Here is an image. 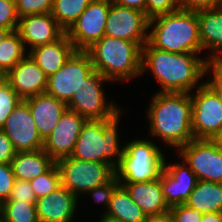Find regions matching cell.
Segmentation results:
<instances>
[{"mask_svg":"<svg viewBox=\"0 0 222 222\" xmlns=\"http://www.w3.org/2000/svg\"><path fill=\"white\" fill-rule=\"evenodd\" d=\"M209 58L196 53H171L153 47L149 42L142 46L141 73L150 69L162 89L159 92L189 93L209 69Z\"/></svg>","mask_w":222,"mask_h":222,"instance_id":"1","label":"cell"},{"mask_svg":"<svg viewBox=\"0 0 222 222\" xmlns=\"http://www.w3.org/2000/svg\"><path fill=\"white\" fill-rule=\"evenodd\" d=\"M150 133L178 149L194 139L190 93L158 92L147 112Z\"/></svg>","mask_w":222,"mask_h":222,"instance_id":"2","label":"cell"},{"mask_svg":"<svg viewBox=\"0 0 222 222\" xmlns=\"http://www.w3.org/2000/svg\"><path fill=\"white\" fill-rule=\"evenodd\" d=\"M157 22V24H156ZM155 25V26H154ZM148 42L171 53L202 51L197 12L177 10L149 19Z\"/></svg>","mask_w":222,"mask_h":222,"instance_id":"3","label":"cell"},{"mask_svg":"<svg viewBox=\"0 0 222 222\" xmlns=\"http://www.w3.org/2000/svg\"><path fill=\"white\" fill-rule=\"evenodd\" d=\"M86 52L94 69L110 81H125L142 74V47L136 42L104 35Z\"/></svg>","mask_w":222,"mask_h":222,"instance_id":"4","label":"cell"},{"mask_svg":"<svg viewBox=\"0 0 222 222\" xmlns=\"http://www.w3.org/2000/svg\"><path fill=\"white\" fill-rule=\"evenodd\" d=\"M120 116L121 113L114 119L87 120L70 156L85 161L107 163L115 169L124 150V147L119 148L118 140L117 127ZM114 156L117 161L111 160Z\"/></svg>","mask_w":222,"mask_h":222,"instance_id":"5","label":"cell"},{"mask_svg":"<svg viewBox=\"0 0 222 222\" xmlns=\"http://www.w3.org/2000/svg\"><path fill=\"white\" fill-rule=\"evenodd\" d=\"M115 176L121 183L149 182L160 178L165 157L148 139H135L125 146ZM124 181V182H123Z\"/></svg>","mask_w":222,"mask_h":222,"instance_id":"6","label":"cell"},{"mask_svg":"<svg viewBox=\"0 0 222 222\" xmlns=\"http://www.w3.org/2000/svg\"><path fill=\"white\" fill-rule=\"evenodd\" d=\"M60 181L77 198L110 181L115 176V169L107 163L85 161L71 156L56 161Z\"/></svg>","mask_w":222,"mask_h":222,"instance_id":"7","label":"cell"},{"mask_svg":"<svg viewBox=\"0 0 222 222\" xmlns=\"http://www.w3.org/2000/svg\"><path fill=\"white\" fill-rule=\"evenodd\" d=\"M110 81L95 69L85 78L79 93H75L67 104L69 110L77 112L86 120L114 119L120 109L115 104L106 103L102 82Z\"/></svg>","mask_w":222,"mask_h":222,"instance_id":"8","label":"cell"},{"mask_svg":"<svg viewBox=\"0 0 222 222\" xmlns=\"http://www.w3.org/2000/svg\"><path fill=\"white\" fill-rule=\"evenodd\" d=\"M93 70L89 54L76 51L55 74L48 77L45 93L67 105L73 95L79 93L85 78Z\"/></svg>","mask_w":222,"mask_h":222,"instance_id":"9","label":"cell"},{"mask_svg":"<svg viewBox=\"0 0 222 222\" xmlns=\"http://www.w3.org/2000/svg\"><path fill=\"white\" fill-rule=\"evenodd\" d=\"M192 123L194 139H211L222 129V104L205 82L198 85L196 94L191 95Z\"/></svg>","mask_w":222,"mask_h":222,"instance_id":"10","label":"cell"},{"mask_svg":"<svg viewBox=\"0 0 222 222\" xmlns=\"http://www.w3.org/2000/svg\"><path fill=\"white\" fill-rule=\"evenodd\" d=\"M111 0H93L65 32L77 51H86L105 34Z\"/></svg>","mask_w":222,"mask_h":222,"instance_id":"11","label":"cell"},{"mask_svg":"<svg viewBox=\"0 0 222 222\" xmlns=\"http://www.w3.org/2000/svg\"><path fill=\"white\" fill-rule=\"evenodd\" d=\"M178 150L198 180L222 183V151L209 139H193Z\"/></svg>","mask_w":222,"mask_h":222,"instance_id":"12","label":"cell"},{"mask_svg":"<svg viewBox=\"0 0 222 222\" xmlns=\"http://www.w3.org/2000/svg\"><path fill=\"white\" fill-rule=\"evenodd\" d=\"M148 29L149 18L145 13L111 3L104 35L136 42L142 47L148 42Z\"/></svg>","mask_w":222,"mask_h":222,"instance_id":"13","label":"cell"},{"mask_svg":"<svg viewBox=\"0 0 222 222\" xmlns=\"http://www.w3.org/2000/svg\"><path fill=\"white\" fill-rule=\"evenodd\" d=\"M2 130L11 140L16 152L37 151L43 148V139L24 100L13 109Z\"/></svg>","mask_w":222,"mask_h":222,"instance_id":"14","label":"cell"},{"mask_svg":"<svg viewBox=\"0 0 222 222\" xmlns=\"http://www.w3.org/2000/svg\"><path fill=\"white\" fill-rule=\"evenodd\" d=\"M86 119L67 109L51 134L43 140V150L56 162L70 156Z\"/></svg>","mask_w":222,"mask_h":222,"instance_id":"15","label":"cell"},{"mask_svg":"<svg viewBox=\"0 0 222 222\" xmlns=\"http://www.w3.org/2000/svg\"><path fill=\"white\" fill-rule=\"evenodd\" d=\"M185 164V161L183 165L164 162L160 182L165 202L169 207L185 204L199 181L191 168Z\"/></svg>","mask_w":222,"mask_h":222,"instance_id":"16","label":"cell"},{"mask_svg":"<svg viewBox=\"0 0 222 222\" xmlns=\"http://www.w3.org/2000/svg\"><path fill=\"white\" fill-rule=\"evenodd\" d=\"M5 80L22 100L44 94L48 77L28 55L20 60L6 75Z\"/></svg>","mask_w":222,"mask_h":222,"instance_id":"17","label":"cell"},{"mask_svg":"<svg viewBox=\"0 0 222 222\" xmlns=\"http://www.w3.org/2000/svg\"><path fill=\"white\" fill-rule=\"evenodd\" d=\"M16 31L24 46L29 44L31 49L53 43L65 34L51 13L26 15L19 18Z\"/></svg>","mask_w":222,"mask_h":222,"instance_id":"18","label":"cell"},{"mask_svg":"<svg viewBox=\"0 0 222 222\" xmlns=\"http://www.w3.org/2000/svg\"><path fill=\"white\" fill-rule=\"evenodd\" d=\"M78 199L60 185L50 194L37 199L35 206L39 222H71Z\"/></svg>","mask_w":222,"mask_h":222,"instance_id":"19","label":"cell"},{"mask_svg":"<svg viewBox=\"0 0 222 222\" xmlns=\"http://www.w3.org/2000/svg\"><path fill=\"white\" fill-rule=\"evenodd\" d=\"M24 101L32 112L39 135L43 140L51 134L68 109L65 103L46 93L35 95Z\"/></svg>","mask_w":222,"mask_h":222,"instance_id":"20","label":"cell"},{"mask_svg":"<svg viewBox=\"0 0 222 222\" xmlns=\"http://www.w3.org/2000/svg\"><path fill=\"white\" fill-rule=\"evenodd\" d=\"M196 12L202 50L209 48V61L216 64L222 60V6Z\"/></svg>","mask_w":222,"mask_h":222,"instance_id":"21","label":"cell"},{"mask_svg":"<svg viewBox=\"0 0 222 222\" xmlns=\"http://www.w3.org/2000/svg\"><path fill=\"white\" fill-rule=\"evenodd\" d=\"M73 43L64 34L57 41L30 49L29 56L47 77L55 74L76 52Z\"/></svg>","mask_w":222,"mask_h":222,"instance_id":"22","label":"cell"},{"mask_svg":"<svg viewBox=\"0 0 222 222\" xmlns=\"http://www.w3.org/2000/svg\"><path fill=\"white\" fill-rule=\"evenodd\" d=\"M120 184L148 218L169 212L170 207L165 202L160 178L149 182Z\"/></svg>","mask_w":222,"mask_h":222,"instance_id":"23","label":"cell"},{"mask_svg":"<svg viewBox=\"0 0 222 222\" xmlns=\"http://www.w3.org/2000/svg\"><path fill=\"white\" fill-rule=\"evenodd\" d=\"M56 162L43 150L16 152L11 161L15 179L31 181L47 172Z\"/></svg>","mask_w":222,"mask_h":222,"instance_id":"24","label":"cell"},{"mask_svg":"<svg viewBox=\"0 0 222 222\" xmlns=\"http://www.w3.org/2000/svg\"><path fill=\"white\" fill-rule=\"evenodd\" d=\"M185 204L202 214L222 212V183L199 180Z\"/></svg>","mask_w":222,"mask_h":222,"instance_id":"25","label":"cell"},{"mask_svg":"<svg viewBox=\"0 0 222 222\" xmlns=\"http://www.w3.org/2000/svg\"><path fill=\"white\" fill-rule=\"evenodd\" d=\"M120 222H147L148 217L134 202L123 185H119L112 195L108 211L103 214Z\"/></svg>","mask_w":222,"mask_h":222,"instance_id":"26","label":"cell"},{"mask_svg":"<svg viewBox=\"0 0 222 222\" xmlns=\"http://www.w3.org/2000/svg\"><path fill=\"white\" fill-rule=\"evenodd\" d=\"M25 46L17 31L10 32L0 43V75L5 76L25 57Z\"/></svg>","mask_w":222,"mask_h":222,"instance_id":"27","label":"cell"},{"mask_svg":"<svg viewBox=\"0 0 222 222\" xmlns=\"http://www.w3.org/2000/svg\"><path fill=\"white\" fill-rule=\"evenodd\" d=\"M93 0H53L51 15L66 32Z\"/></svg>","mask_w":222,"mask_h":222,"instance_id":"28","label":"cell"},{"mask_svg":"<svg viewBox=\"0 0 222 222\" xmlns=\"http://www.w3.org/2000/svg\"><path fill=\"white\" fill-rule=\"evenodd\" d=\"M0 209L6 222H39L35 203L5 201Z\"/></svg>","mask_w":222,"mask_h":222,"instance_id":"29","label":"cell"},{"mask_svg":"<svg viewBox=\"0 0 222 222\" xmlns=\"http://www.w3.org/2000/svg\"><path fill=\"white\" fill-rule=\"evenodd\" d=\"M60 185V173L56 163L47 172L30 181L37 199L50 194Z\"/></svg>","mask_w":222,"mask_h":222,"instance_id":"30","label":"cell"},{"mask_svg":"<svg viewBox=\"0 0 222 222\" xmlns=\"http://www.w3.org/2000/svg\"><path fill=\"white\" fill-rule=\"evenodd\" d=\"M22 101L6 80L0 84V129L4 128L13 109Z\"/></svg>","mask_w":222,"mask_h":222,"instance_id":"31","label":"cell"},{"mask_svg":"<svg viewBox=\"0 0 222 222\" xmlns=\"http://www.w3.org/2000/svg\"><path fill=\"white\" fill-rule=\"evenodd\" d=\"M18 17L51 13L53 0H15Z\"/></svg>","mask_w":222,"mask_h":222,"instance_id":"32","label":"cell"},{"mask_svg":"<svg viewBox=\"0 0 222 222\" xmlns=\"http://www.w3.org/2000/svg\"><path fill=\"white\" fill-rule=\"evenodd\" d=\"M18 21L15 0H0V28L16 31Z\"/></svg>","mask_w":222,"mask_h":222,"instance_id":"33","label":"cell"},{"mask_svg":"<svg viewBox=\"0 0 222 222\" xmlns=\"http://www.w3.org/2000/svg\"><path fill=\"white\" fill-rule=\"evenodd\" d=\"M180 9V0H146V16L151 19L155 16L168 14Z\"/></svg>","mask_w":222,"mask_h":222,"instance_id":"34","label":"cell"},{"mask_svg":"<svg viewBox=\"0 0 222 222\" xmlns=\"http://www.w3.org/2000/svg\"><path fill=\"white\" fill-rule=\"evenodd\" d=\"M7 201L36 203L37 198L29 181L15 179L11 195Z\"/></svg>","mask_w":222,"mask_h":222,"instance_id":"35","label":"cell"},{"mask_svg":"<svg viewBox=\"0 0 222 222\" xmlns=\"http://www.w3.org/2000/svg\"><path fill=\"white\" fill-rule=\"evenodd\" d=\"M119 185L120 182L117 180L116 176H114L110 181L106 182L101 186L93 188L86 193L91 194V196L94 197L96 202L104 203L108 210L110 201L112 199V195Z\"/></svg>","mask_w":222,"mask_h":222,"instance_id":"36","label":"cell"},{"mask_svg":"<svg viewBox=\"0 0 222 222\" xmlns=\"http://www.w3.org/2000/svg\"><path fill=\"white\" fill-rule=\"evenodd\" d=\"M14 181L11 164H0V205L10 197Z\"/></svg>","mask_w":222,"mask_h":222,"instance_id":"37","label":"cell"},{"mask_svg":"<svg viewBox=\"0 0 222 222\" xmlns=\"http://www.w3.org/2000/svg\"><path fill=\"white\" fill-rule=\"evenodd\" d=\"M169 212L174 217L175 222H201L202 220V213L186 204L172 206Z\"/></svg>","mask_w":222,"mask_h":222,"instance_id":"38","label":"cell"},{"mask_svg":"<svg viewBox=\"0 0 222 222\" xmlns=\"http://www.w3.org/2000/svg\"><path fill=\"white\" fill-rule=\"evenodd\" d=\"M222 6V0H180V9L199 11Z\"/></svg>","mask_w":222,"mask_h":222,"instance_id":"39","label":"cell"},{"mask_svg":"<svg viewBox=\"0 0 222 222\" xmlns=\"http://www.w3.org/2000/svg\"><path fill=\"white\" fill-rule=\"evenodd\" d=\"M15 154L16 151L14 150L11 140L4 131L0 129V164H11Z\"/></svg>","mask_w":222,"mask_h":222,"instance_id":"40","label":"cell"},{"mask_svg":"<svg viewBox=\"0 0 222 222\" xmlns=\"http://www.w3.org/2000/svg\"><path fill=\"white\" fill-rule=\"evenodd\" d=\"M213 78L206 82L217 94L222 104V69L217 64H211Z\"/></svg>","mask_w":222,"mask_h":222,"instance_id":"41","label":"cell"},{"mask_svg":"<svg viewBox=\"0 0 222 222\" xmlns=\"http://www.w3.org/2000/svg\"><path fill=\"white\" fill-rule=\"evenodd\" d=\"M111 2L122 7L141 11L146 15V0H111Z\"/></svg>","mask_w":222,"mask_h":222,"instance_id":"42","label":"cell"},{"mask_svg":"<svg viewBox=\"0 0 222 222\" xmlns=\"http://www.w3.org/2000/svg\"><path fill=\"white\" fill-rule=\"evenodd\" d=\"M147 222H175V220L172 214L168 212L162 215L149 217Z\"/></svg>","mask_w":222,"mask_h":222,"instance_id":"43","label":"cell"},{"mask_svg":"<svg viewBox=\"0 0 222 222\" xmlns=\"http://www.w3.org/2000/svg\"><path fill=\"white\" fill-rule=\"evenodd\" d=\"M201 222H222V212L202 214Z\"/></svg>","mask_w":222,"mask_h":222,"instance_id":"44","label":"cell"},{"mask_svg":"<svg viewBox=\"0 0 222 222\" xmlns=\"http://www.w3.org/2000/svg\"><path fill=\"white\" fill-rule=\"evenodd\" d=\"M210 141L222 151V129L218 131L211 139Z\"/></svg>","mask_w":222,"mask_h":222,"instance_id":"45","label":"cell"},{"mask_svg":"<svg viewBox=\"0 0 222 222\" xmlns=\"http://www.w3.org/2000/svg\"><path fill=\"white\" fill-rule=\"evenodd\" d=\"M10 32H12L10 29L0 28V43Z\"/></svg>","mask_w":222,"mask_h":222,"instance_id":"46","label":"cell"},{"mask_svg":"<svg viewBox=\"0 0 222 222\" xmlns=\"http://www.w3.org/2000/svg\"><path fill=\"white\" fill-rule=\"evenodd\" d=\"M99 222H120V221L103 216Z\"/></svg>","mask_w":222,"mask_h":222,"instance_id":"47","label":"cell"},{"mask_svg":"<svg viewBox=\"0 0 222 222\" xmlns=\"http://www.w3.org/2000/svg\"><path fill=\"white\" fill-rule=\"evenodd\" d=\"M0 222H6V221H5V217H4L1 209H0Z\"/></svg>","mask_w":222,"mask_h":222,"instance_id":"48","label":"cell"},{"mask_svg":"<svg viewBox=\"0 0 222 222\" xmlns=\"http://www.w3.org/2000/svg\"><path fill=\"white\" fill-rule=\"evenodd\" d=\"M222 69V60L216 63Z\"/></svg>","mask_w":222,"mask_h":222,"instance_id":"49","label":"cell"},{"mask_svg":"<svg viewBox=\"0 0 222 222\" xmlns=\"http://www.w3.org/2000/svg\"><path fill=\"white\" fill-rule=\"evenodd\" d=\"M5 80V76L0 75V84Z\"/></svg>","mask_w":222,"mask_h":222,"instance_id":"50","label":"cell"}]
</instances>
